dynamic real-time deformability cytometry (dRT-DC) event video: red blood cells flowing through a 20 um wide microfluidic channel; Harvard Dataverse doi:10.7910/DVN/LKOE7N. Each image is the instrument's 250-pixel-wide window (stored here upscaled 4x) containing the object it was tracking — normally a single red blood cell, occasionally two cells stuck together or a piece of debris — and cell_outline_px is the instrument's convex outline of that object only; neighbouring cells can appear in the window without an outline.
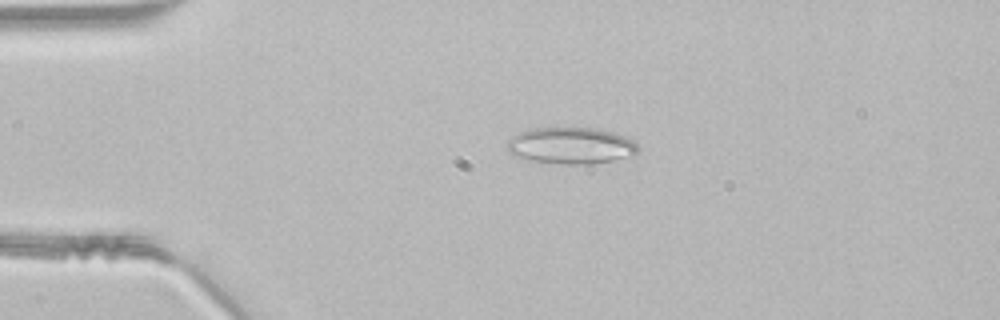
{"species": "common noctule bat (a hibernating species)", "species_latin": "Nyctalus noctula", "temperature_condition": "room temperature", "stored_images_in_passage": 46, "camera_frame_rate_fps": 3000, "um_per_image_px": 0.085, "animal": {"sex": "male", "body_mass_g": 21.5, "forearm_length_mm": 52.0}, "frame": {"image": 1, "passage_image": 9, "time_ms": 2.667, "image_size_px": [1000, 320], "cell_outline_px": [[640, 152], [612, 160], [592, 164], [564, 164], [528, 160], [512, 156], [508, 152], [508, 140], [512, 136], [520, 132], [532, 128], [596, 128], [612, 132], [624, 136], [632, 140], [640, 148]], "centroid_in_image_um": [48.5, 12.38], "position_along_channel_um": 36.5, "area_um2": 27.86}}
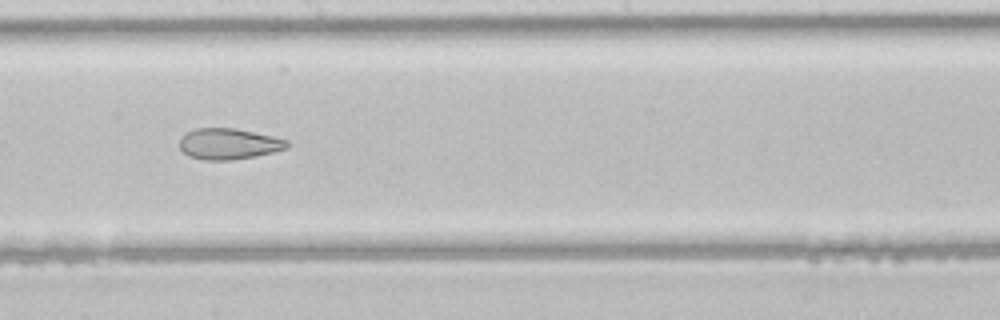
{"frame": {"image": 2, "passage_image": 25, "time_ms": 8.0, "image_size_px": [1000, 320], "cell_outline_px": [[288, 148], [256, 156], [232, 160], [204, 160], [188, 156], [180, 148], [180, 140], [188, 132], [196, 128], [236, 128], [272, 136], [288, 140]], "centroid_in_image_um": [19.45, 12.23], "position_along_channel_um": 228.7, "area_um2": 19.31}}
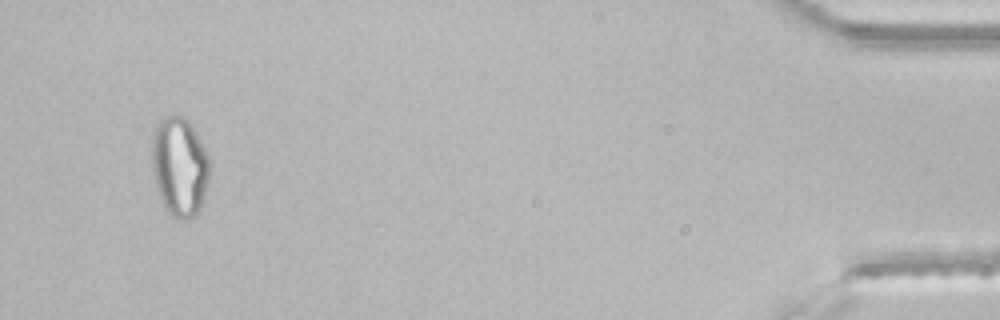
{"frame": {"image": 3, "passage_image": 44, "time_ms": 14.333, "image_size_px": [1000, 320], "cell_outline_px": [[208, 180], [204, 200], [200, 208], [192, 220], [176, 220], [164, 208], [160, 200], [152, 168], [152, 132], [160, 120], [164, 116], [172, 112], [184, 116], [188, 120], [196, 132], [208, 156]], "centroid_in_image_um": [15.24, 14.16], "position_along_channel_um": 420.0, "area_um2": 33.93}}